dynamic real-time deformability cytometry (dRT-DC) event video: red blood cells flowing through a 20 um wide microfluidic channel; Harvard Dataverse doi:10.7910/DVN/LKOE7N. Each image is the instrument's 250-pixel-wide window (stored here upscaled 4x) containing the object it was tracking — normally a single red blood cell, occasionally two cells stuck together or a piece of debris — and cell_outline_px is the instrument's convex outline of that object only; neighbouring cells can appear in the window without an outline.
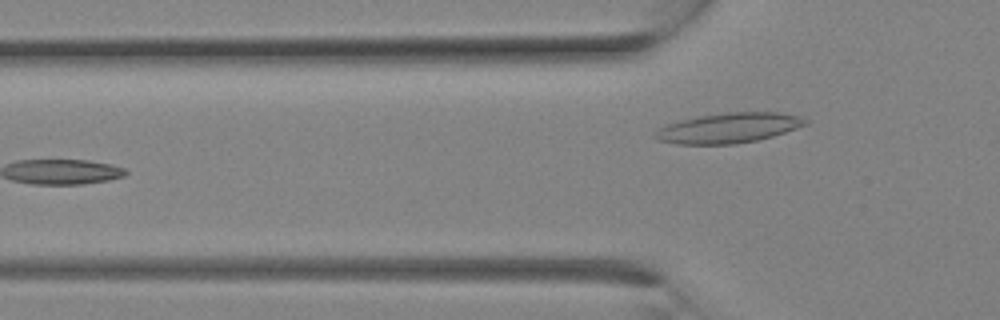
{"species": "Egyptian fruit bat (a non-hibernating species)", "species_latin": "Rousettus aegyptiacus", "temperature_condition": "room temperature", "stored_images_in_passage": 10, "camera_frame_rate_fps": 3000, "um_per_image_px": 0.085, "animal": {"sex": "female"}, "frame": {"image": 1, "passage_image": 10, "time_ms": 3.0, "image_size_px": [1000, 320], "cell_outline_px": [[812, 120], [808, 124], [760, 140], [736, 144], [676, 144], [656, 140], [652, 136], [660, 128], [668, 124], [680, 120], [700, 116], [728, 112], [780, 112], [800, 116]], "centroid_in_image_um": [61.97, 10.88], "position_along_channel_um": 63.8, "area_um2": 26.47}}